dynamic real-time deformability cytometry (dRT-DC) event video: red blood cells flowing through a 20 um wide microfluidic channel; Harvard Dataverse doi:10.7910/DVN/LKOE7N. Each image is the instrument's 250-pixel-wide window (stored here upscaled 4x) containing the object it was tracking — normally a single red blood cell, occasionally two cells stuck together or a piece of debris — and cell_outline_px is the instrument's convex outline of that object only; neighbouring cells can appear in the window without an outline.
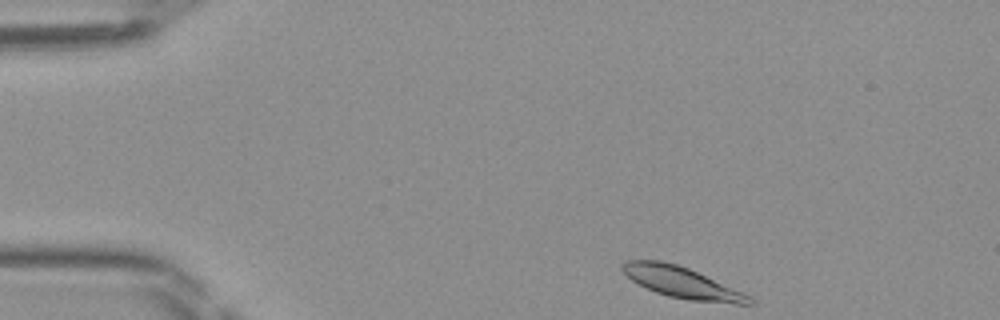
{"species": "Egyptian fruit bat (a non-hibernating species)", "species_latin": "Rousettus aegyptiacus", "temperature_condition": "room temperature", "stored_images_in_passage": 42, "camera_frame_rate_fps": 3000, "um_per_image_px": 0.085, "frame": {"image": 1, "passage_image": 1, "time_ms": 0.0, "image_size_px": [1000, 320], "cell_outline_px": [[756, 304], [736, 304], [688, 300], [668, 296], [656, 292], [632, 280], [620, 268], [620, 264], [624, 260], [660, 260], [676, 264], [688, 268], [752, 296]], "centroid_in_image_um": [57.98, 24.02], "position_along_channel_um": 27.0, "area_um2": 22.95}}
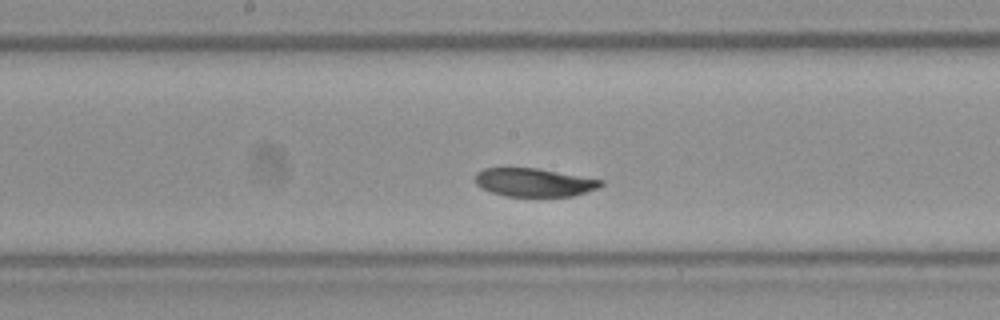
{"frame": {"image": 2, "passage_image": 19, "time_ms": 6.0, "image_size_px": [1000, 320], "cell_outline_px": [[604, 184], [596, 188], [572, 196], [508, 196], [492, 192], [480, 188], [476, 184], [476, 172], [484, 168], [536, 168], [604, 180]], "centroid_in_image_um": [45.38, 15.5], "position_along_channel_um": 202.8, "area_um2": 20.52}}
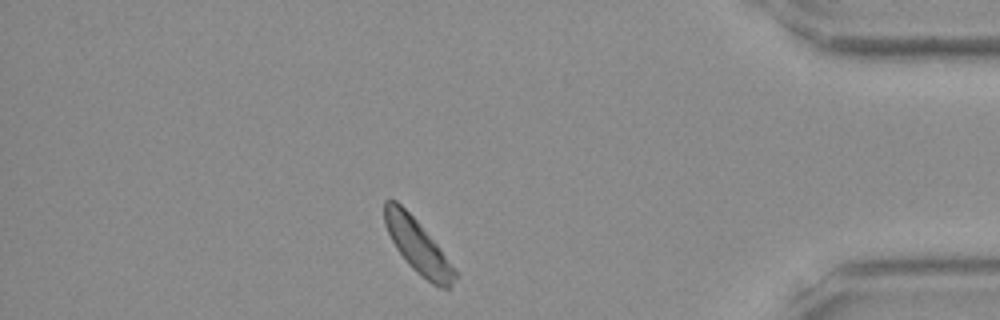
{"frame": {"image": 3, "passage_image": 36, "time_ms": 11.667, "image_size_px": [1000, 320], "cell_outline_px": [[460, 276], [448, 288], [440, 288], [432, 284], [416, 272], [408, 264], [396, 248], [384, 224], [384, 200], [396, 200], [416, 220], [436, 244]], "centroid_in_image_um": [35.51, 20.95], "position_along_channel_um": 399.7, "area_um2": 21.62}}